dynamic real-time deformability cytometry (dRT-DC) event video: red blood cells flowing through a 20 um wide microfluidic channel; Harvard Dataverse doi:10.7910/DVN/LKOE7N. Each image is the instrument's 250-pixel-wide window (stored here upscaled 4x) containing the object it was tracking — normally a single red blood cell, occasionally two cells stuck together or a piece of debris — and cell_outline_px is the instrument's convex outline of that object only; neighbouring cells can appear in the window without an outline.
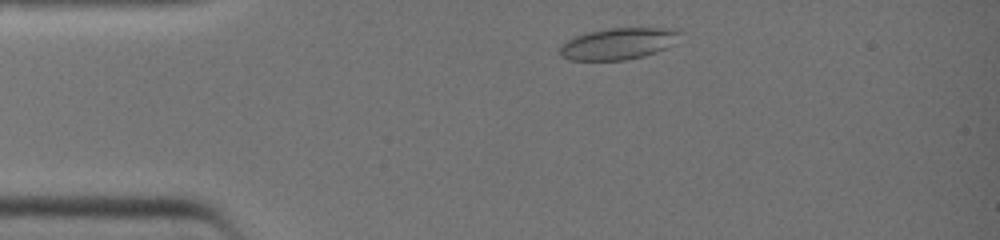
{"species": "common noctule bat (a hibernating species)", "species_latin": "Nyctalus noctula", "temperature_condition": "warm", "stored_images_in_passage": 6, "camera_frame_rate_fps": 3000, "um_per_image_px": 0.085, "animal": {"sex": "female", "body_mass_g": 19.0, "forearm_length_mm": 51.5}, "frame": {"image": 1, "passage_image": 1, "time_ms": 0.0, "image_size_px": [1000, 240], "cell_outline_px": [[684, 32], [676, 44], [656, 52], [644, 56], [624, 60], [568, 60], [560, 56], [560, 48], [568, 40], [576, 36], [588, 32], [612, 28], [676, 28]], "centroid_in_image_um": [52.65, 3.71], "position_along_channel_um": 32.4, "area_um2": 22.25}}
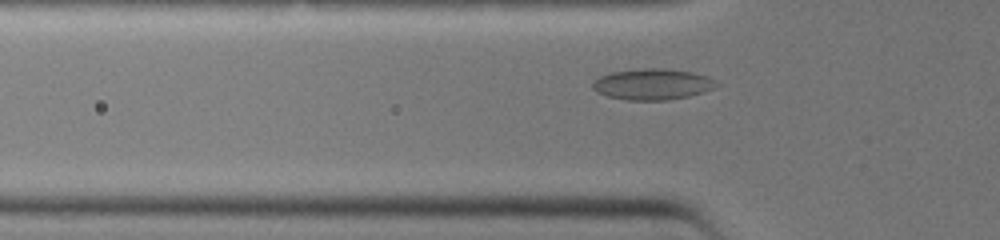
{"frame": {"image": 2, "passage_image": 6, "time_ms": 1.667, "image_size_px": [1000, 240], "cell_outline_px": [[720, 84], [712, 88], [688, 96], [668, 100], [628, 100], [608, 96], [596, 92], [592, 88], [592, 84], [600, 76], [612, 72], [644, 68], [664, 68], [692, 72], [708, 76], [716, 80]], "centroid_in_image_um": [55.46, 7.15], "position_along_channel_um": 70.3, "area_um2": 22.25}}